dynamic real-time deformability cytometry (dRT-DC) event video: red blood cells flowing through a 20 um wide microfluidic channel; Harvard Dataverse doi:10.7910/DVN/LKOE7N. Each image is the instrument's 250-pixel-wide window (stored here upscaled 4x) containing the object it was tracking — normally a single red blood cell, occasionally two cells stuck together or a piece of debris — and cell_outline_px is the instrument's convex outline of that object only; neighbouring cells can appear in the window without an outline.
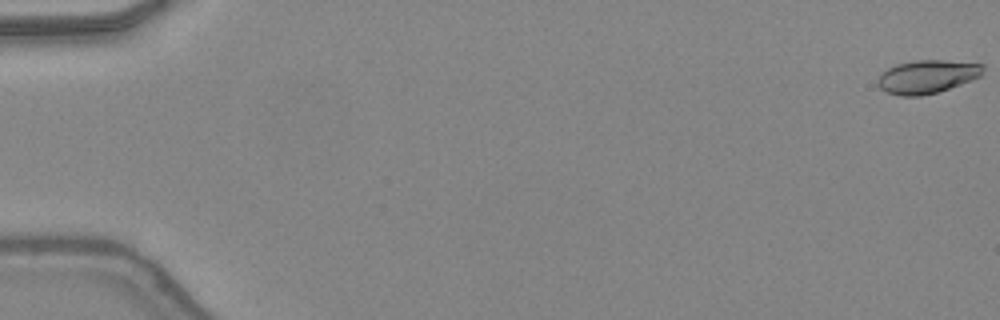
{"species": "common noctule bat (a hibernating species)", "species_latin": "Nyctalus noctula", "temperature_condition": "warm", "stored_images_in_passage": 49, "camera_frame_rate_fps": 3000, "um_per_image_px": 0.085, "animal": {"sex": "female", "body_mass_g": 24.6, "forearm_length_mm": 56.2}, "frame": {"image": 1, "passage_image": 1, "time_ms": 0.0, "image_size_px": [1000, 320], "cell_outline_px": [[984, 68], [980, 76], [972, 80], [936, 92], [920, 96], [900, 96], [888, 92], [880, 88], [876, 80], [880, 72], [896, 64], [916, 60], [944, 60], [984, 64]], "centroid_in_image_um": [78.77, 6.5], "position_along_channel_um": 6.2, "area_um2": 20.4}}
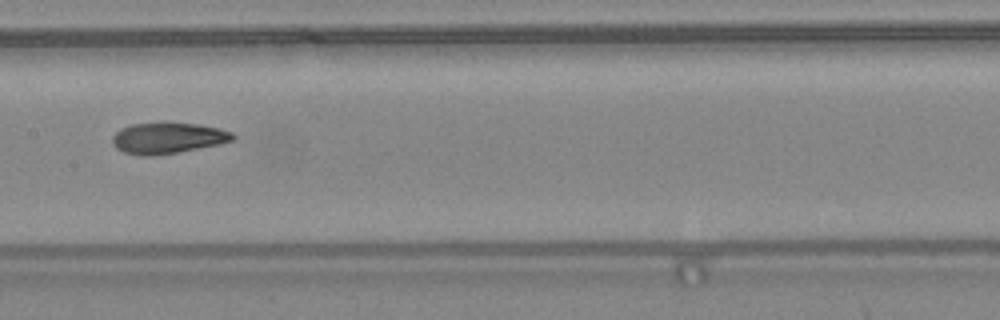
{"frame": {"image": 2, "passage_image": 26, "time_ms": 8.333, "image_size_px": [1000, 320], "cell_outline_px": [[236, 136], [232, 140], [220, 144], [176, 152], [152, 156], [140, 156], [124, 152], [116, 148], [112, 144], [112, 136], [120, 128], [132, 124], [196, 124], [220, 128], [232, 132]], "centroid_in_image_um": [14.24, 11.75], "position_along_channel_um": 193.2, "area_um2": 21.39}}
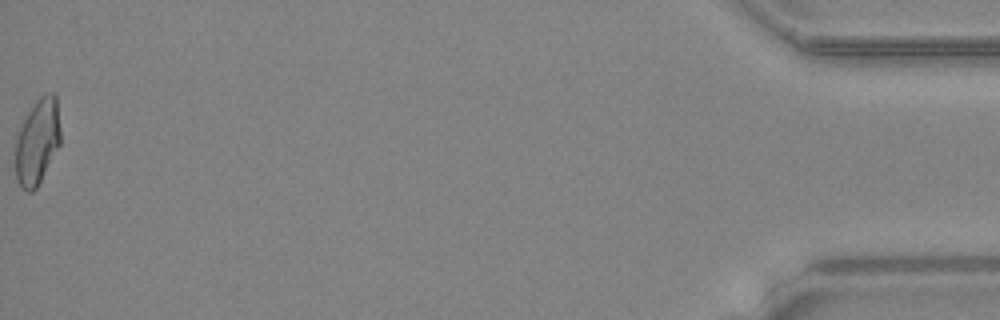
{"frame": {"image": 3, "passage_image": 49, "time_ms": 16.0, "image_size_px": [1000, 320], "cell_outline_px": [[60, 144], [36, 188], [32, 192], [28, 192], [20, 188], [16, 180], [16, 140], [20, 128], [28, 112], [36, 100], [40, 96], [48, 92], [52, 92], [56, 96], [60, 128]], "centroid_in_image_um": [3.18, 12.05], "position_along_channel_um": 432.0, "area_um2": 22.31}, "authors_computed_cell_mechanics": {"area_um2": 21.7906, "velocity_mm_per_s": 4.3964, "shape_relaxation_time_tau1_ms": 11.1727, "shape_relaxation_time_tau2_ms": 2.6062, "deformation_change_tau1": 0.292, "deformation_change_tau2": 0.0777}}